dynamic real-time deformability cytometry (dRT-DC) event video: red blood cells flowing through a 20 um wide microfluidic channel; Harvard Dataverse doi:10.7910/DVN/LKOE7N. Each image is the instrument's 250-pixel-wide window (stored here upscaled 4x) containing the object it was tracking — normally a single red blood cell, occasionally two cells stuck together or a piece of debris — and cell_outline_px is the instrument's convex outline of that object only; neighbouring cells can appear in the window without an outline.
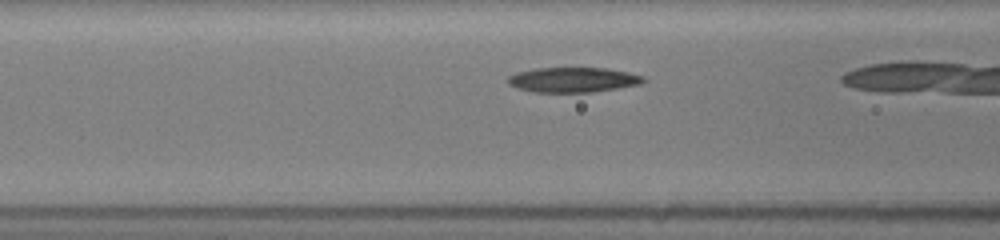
{"species": "common noctule bat (a hibernating species)", "species_latin": "Nyctalus noctula", "temperature_condition": "room temperature", "stored_images_in_passage": 17, "camera_frame_rate_fps": 3000, "um_per_image_px": 0.085, "animal": {"sex": "female", "body_mass_g": 19.5, "forearm_length_mm": 54.1}, "frame": {"image": 1, "passage_image": 7, "time_ms": 1.667, "image_size_px": [1000, 240], "cell_outline_px": [[648, 80], [640, 84], [592, 92], [532, 92], [516, 88], [508, 84], [508, 76], [516, 72], [536, 68], [608, 68], [628, 72], [644, 76]], "centroid_in_image_um": [48.7, 6.78], "position_along_channel_um": 117.9, "area_um2": 19.83}}